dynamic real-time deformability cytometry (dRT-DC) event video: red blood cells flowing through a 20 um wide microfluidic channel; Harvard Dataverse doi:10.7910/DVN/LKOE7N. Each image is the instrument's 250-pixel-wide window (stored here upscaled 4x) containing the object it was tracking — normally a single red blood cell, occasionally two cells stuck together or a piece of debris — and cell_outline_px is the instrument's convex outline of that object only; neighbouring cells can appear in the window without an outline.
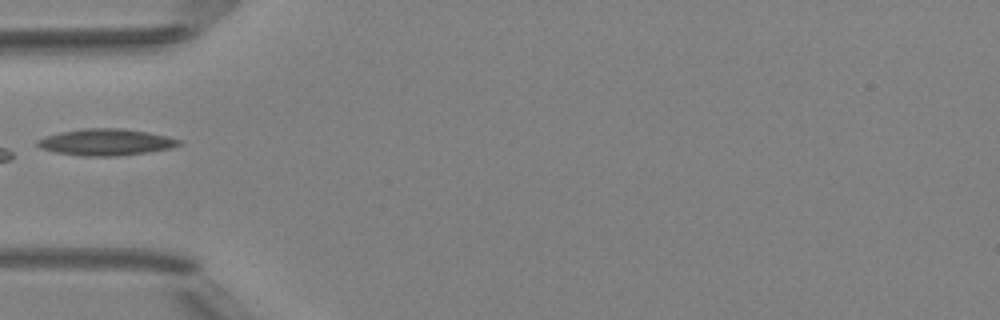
{"species": "Egyptian fruit bat (a non-hibernating species)", "species_latin": "Rousettus aegyptiacus", "temperature_condition": "room temperature", "stored_images_in_passage": 5, "camera_frame_rate_fps": 3000, "um_per_image_px": 0.085, "animal": {"sex": "female"}, "frame": {"image": 1, "passage_image": 3, "time_ms": 2.333, "image_size_px": [1000, 320], "cell_outline_px": [[180, 144], [172, 148], [148, 152], [116, 156], [80, 156], [56, 152], [40, 148], [36, 144], [36, 140], [44, 136], [60, 132], [84, 128], [124, 128], [148, 132], [168, 136], [180, 140]], "centroid_in_image_um": [8.98, 12.08], "position_along_channel_um": 76.0, "area_um2": 22.02}}
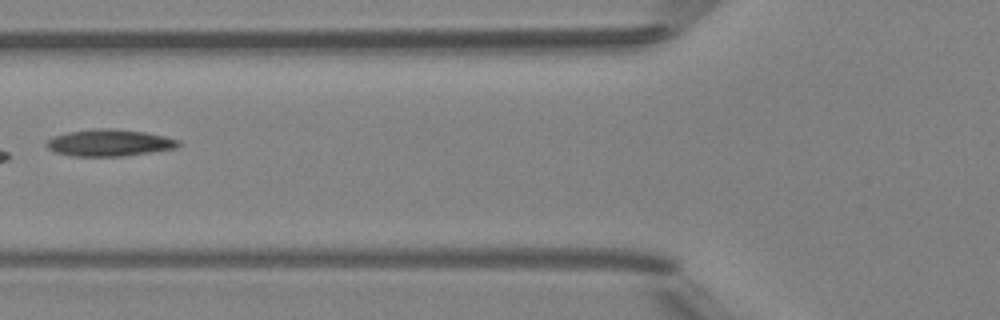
{"frame": {"image": 2, "passage_image": 4, "time_ms": 3.333, "image_size_px": [1000, 320], "cell_outline_px": [[180, 144], [176, 148], [124, 156], [72, 156], [56, 152], [48, 148], [44, 144], [52, 136], [68, 132], [96, 128], [112, 128], [144, 132], [164, 136], [180, 140]], "centroid_in_image_um": [9.28, 12.13], "position_along_channel_um": 116.5, "area_um2": 20.58}}
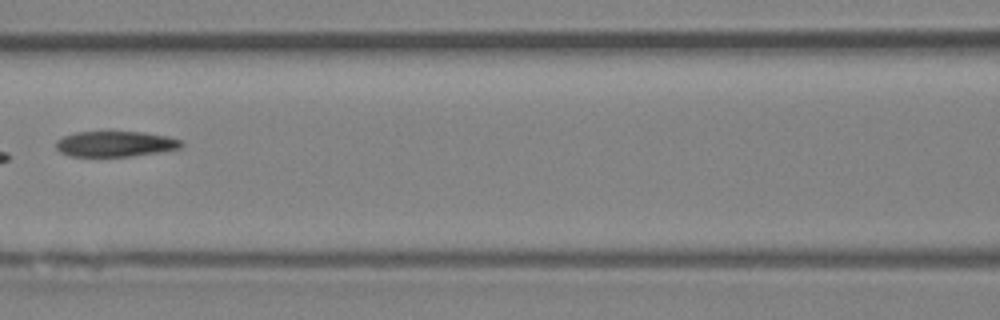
{"frame": {"image": 3, "passage_image": 5, "time_ms": 4.333, "image_size_px": [1000, 320], "cell_outline_px": [[184, 144], [180, 148], [160, 152], [132, 156], [68, 156], [60, 152], [56, 148], [56, 140], [64, 136], [76, 132], [104, 128], [144, 132], [168, 136], [180, 140]], "centroid_in_image_um": [9.77, 12.18], "position_along_channel_um": 156.8, "area_um2": 19.65}}